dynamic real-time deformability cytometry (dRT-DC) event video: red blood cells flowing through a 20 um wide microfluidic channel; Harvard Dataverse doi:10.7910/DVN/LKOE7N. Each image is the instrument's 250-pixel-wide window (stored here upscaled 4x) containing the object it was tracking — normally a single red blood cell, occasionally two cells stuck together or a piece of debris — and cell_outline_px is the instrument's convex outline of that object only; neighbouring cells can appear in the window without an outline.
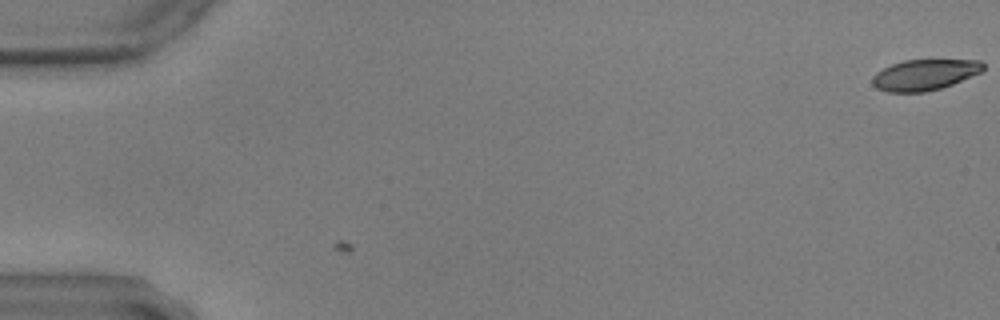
{"species": "common noctule bat (a hibernating species)", "species_latin": "Nyctalus noctula", "temperature_condition": "warm", "stored_images_in_passage": 60, "camera_frame_rate_fps": 3000, "um_per_image_px": 0.085, "animal": {"sex": "male", "body_mass_g": 17.9, "forearm_length_mm": 54.2}, "frame": {"image": 1, "passage_image": 1, "time_ms": 0.0, "image_size_px": [1000, 320], "cell_outline_px": [[984, 68], [980, 72], [940, 88], [920, 92], [892, 92], [880, 88], [872, 80], [884, 68], [908, 60], [972, 60], [984, 64]], "centroid_in_image_um": [78.64, 6.35], "position_along_channel_um": 6.4, "area_um2": 18.79}}
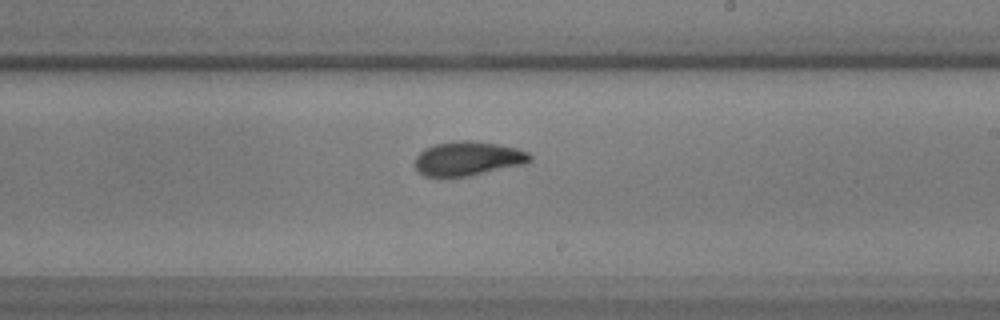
{"frame": {"image": 2, "passage_image": 36, "time_ms": 11.667, "image_size_px": [1000, 320], "cell_outline_px": [[528, 160], [460, 176], [428, 176], [420, 172], [416, 168], [416, 160], [428, 148], [440, 144], [488, 144], [508, 148], [524, 152], [528, 156]], "centroid_in_image_um": [39.59, 13.52], "position_along_channel_um": 249.4, "area_um2": 19.36}}
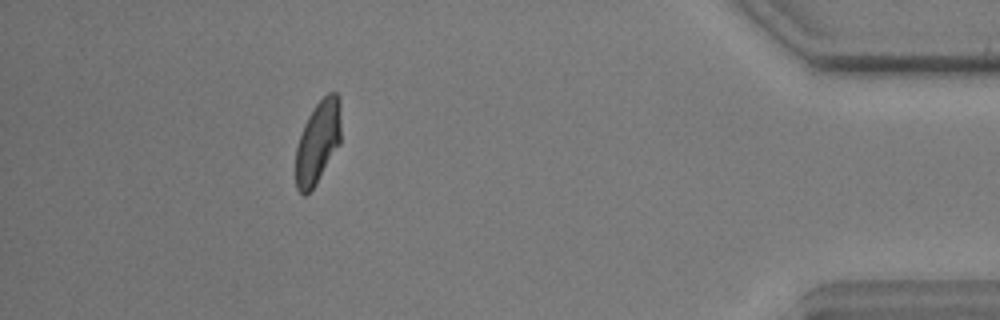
{"frame": {"image": 3, "passage_image": 54, "time_ms": 17.667, "image_size_px": [1000, 320], "cell_outline_px": [[340, 140], [312, 188], [308, 192], [300, 192], [296, 184], [296, 148], [300, 136], [316, 104], [324, 96], [332, 92], [336, 92], [340, 132]], "centroid_in_image_um": [26.98, 12.08], "position_along_channel_um": 408.2, "area_um2": 20.11}}